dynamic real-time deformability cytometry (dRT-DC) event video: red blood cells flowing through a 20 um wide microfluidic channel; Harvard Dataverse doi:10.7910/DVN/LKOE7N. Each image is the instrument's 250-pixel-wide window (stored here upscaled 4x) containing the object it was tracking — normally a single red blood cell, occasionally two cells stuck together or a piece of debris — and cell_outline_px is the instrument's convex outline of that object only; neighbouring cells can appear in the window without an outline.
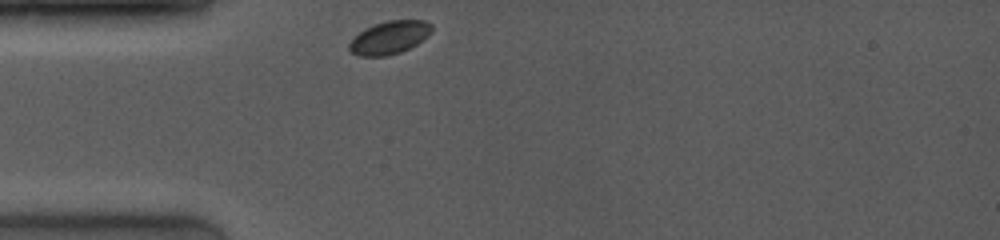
{"species": "common noctule bat (a hibernating species)", "species_latin": "Nyctalus noctula", "temperature_condition": "room temperature", "stored_images_in_passage": 26, "camera_frame_rate_fps": 4000, "um_per_image_px": 0.085, "animal": {"sex": "female", "body_mass_g": 19.0, "forearm_length_mm": 53.3}, "frame": {"image": 1, "passage_image": 1, "time_ms": 0.0, "image_size_px": [1000, 240], "cell_outline_px": [[432, 32], [428, 36], [416, 44], [400, 52], [384, 56], [360, 56], [352, 52], [348, 48], [348, 44], [364, 28], [388, 20], [424, 20], [432, 24]], "centroid_in_image_um": [33.12, 3.18], "position_along_channel_um": 51.9, "area_um2": 15.72}}
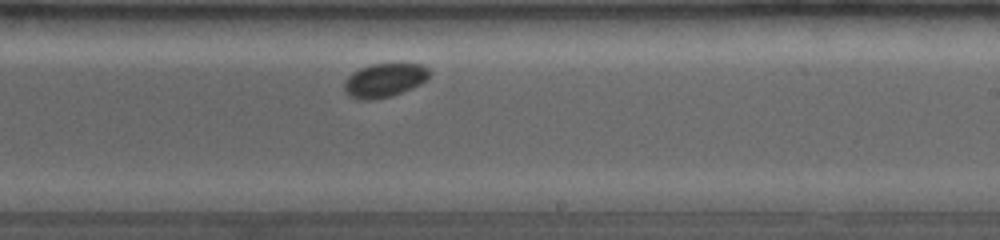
{"frame": {"image": 2, "passage_image": 17, "time_ms": 5.5, "image_size_px": [1000, 240], "cell_outline_px": [[432, 72], [420, 84], [412, 88], [392, 96], [372, 100], [360, 100], [348, 96], [344, 92], [344, 84], [348, 76], [352, 72], [360, 68], [372, 64], [420, 64], [428, 68]], "centroid_in_image_um": [32.65, 6.83], "position_along_channel_um": 256.4, "area_um2": 16.82}}
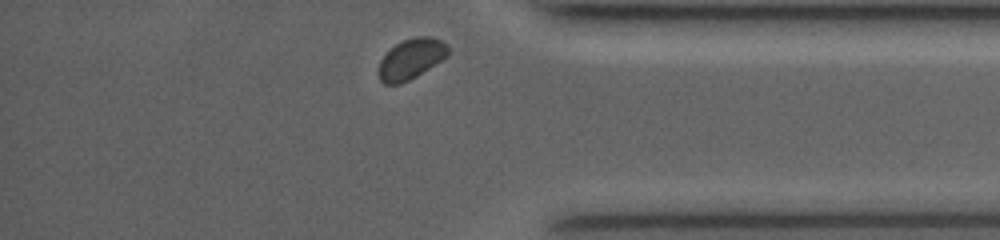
{"frame": {"image": 3, "passage_image": 26, "time_ms": 9.25, "image_size_px": [1000, 240], "cell_outline_px": [[448, 56], [416, 76], [400, 84], [384, 84], [380, 80], [376, 72], [380, 60], [396, 44], [404, 40], [416, 36], [432, 36], [448, 44]], "centroid_in_image_um": [34.93, 5.01], "position_along_channel_um": 400.3, "area_um2": 16.36}}